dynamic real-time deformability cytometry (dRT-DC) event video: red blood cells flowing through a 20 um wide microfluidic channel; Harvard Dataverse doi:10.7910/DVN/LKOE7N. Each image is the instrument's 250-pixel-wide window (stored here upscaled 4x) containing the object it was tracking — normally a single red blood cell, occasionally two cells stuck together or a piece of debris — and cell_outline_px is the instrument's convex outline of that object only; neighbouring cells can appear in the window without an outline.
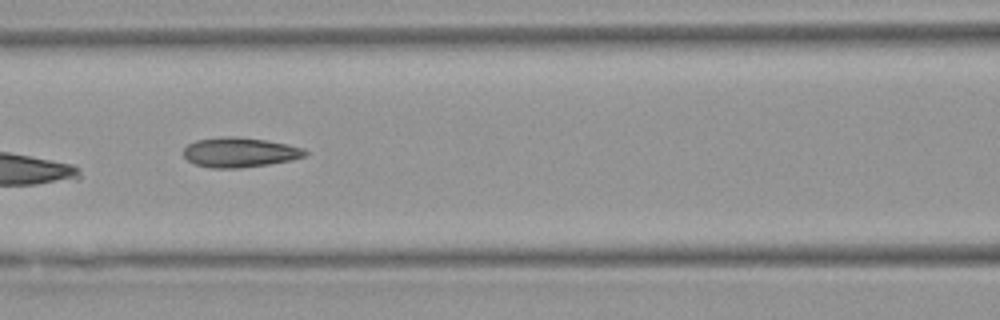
{"species": "Egyptian fruit bat (a non-hibernating species)", "species_latin": "Rousettus aegyptiacus", "temperature_condition": "warm", "stored_images_in_passage": 9, "camera_frame_rate_fps": 3000, "um_per_image_px": 0.085, "animal": {"sex": "female"}, "frame": {"image": 1, "passage_image": 6, "time_ms": 7.0, "image_size_px": [1000, 320], "cell_outline_px": [[308, 152], [304, 156], [292, 160], [268, 164], [240, 168], [212, 168], [196, 164], [188, 160], [184, 156], [184, 148], [188, 144], [196, 140], [220, 136], [236, 136], [268, 140], [288, 144], [304, 148]], "centroid_in_image_um": [20.39, 12.93], "position_along_channel_um": 146.2, "area_um2": 21.21}}
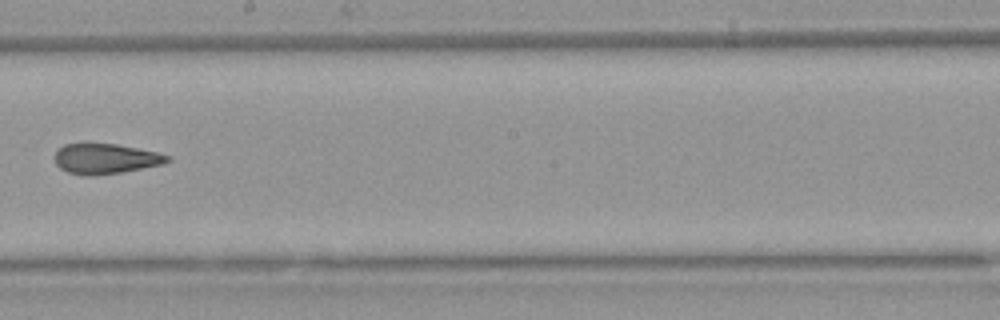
{"frame": {"image": 2, "passage_image": 8, "time_ms": 9.333, "image_size_px": [1000, 320], "cell_outline_px": [[172, 160], [164, 164], [120, 172], [92, 176], [84, 176], [68, 172], [60, 168], [56, 164], [56, 152], [64, 144], [116, 144], [156, 152], [172, 156]], "centroid_in_image_um": [9.0, 13.5], "position_along_channel_um": 239.2, "area_um2": 19.65}}
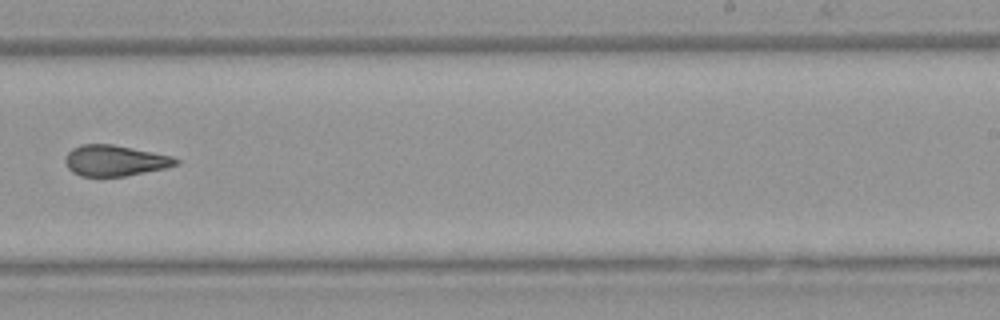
{"frame": {"image": 3, "passage_image": 9, "time_ms": 10.333, "image_size_px": [1000, 320], "cell_outline_px": [[180, 164], [164, 168], [124, 176], [80, 176], [72, 172], [68, 168], [64, 160], [64, 156], [72, 148], [80, 144], [112, 144], [172, 156], [180, 160]], "centroid_in_image_um": [9.73, 13.64], "position_along_channel_um": 279.3, "area_um2": 19.88}}